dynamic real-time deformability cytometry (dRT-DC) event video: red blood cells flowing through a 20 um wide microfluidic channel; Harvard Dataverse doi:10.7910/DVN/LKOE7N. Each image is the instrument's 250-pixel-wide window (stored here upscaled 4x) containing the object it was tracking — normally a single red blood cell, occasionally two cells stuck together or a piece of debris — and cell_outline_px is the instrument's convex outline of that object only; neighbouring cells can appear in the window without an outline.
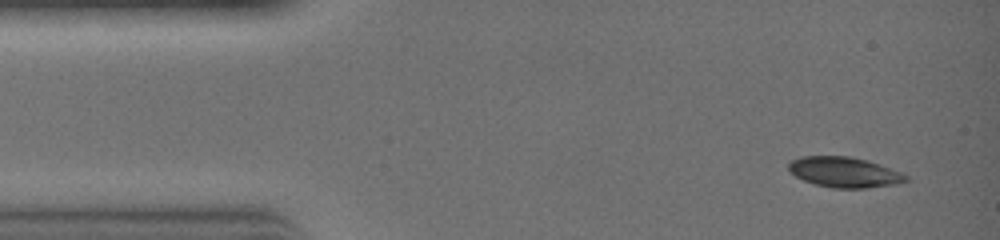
{"species": "common noctule bat (a hibernating species)", "species_latin": "Nyctalus noctula", "temperature_condition": "warm", "stored_images_in_passage": 30, "camera_frame_rate_fps": 3000, "um_per_image_px": 0.085, "animal": {"sex": "female", "body_mass_g": 19.0, "forearm_length_mm": 51.5}, "frame": {"image": 1, "passage_image": 2, "time_ms": 0.333, "image_size_px": [1000, 240], "cell_outline_px": [[908, 180], [892, 184], [864, 188], [832, 188], [816, 184], [804, 180], [796, 176], [788, 168], [788, 164], [792, 160], [800, 156], [848, 156], [868, 160], [900, 172], [908, 176]], "centroid_in_image_um": [71.74, 14.62], "position_along_channel_um": 13.3, "area_um2": 20.46}}
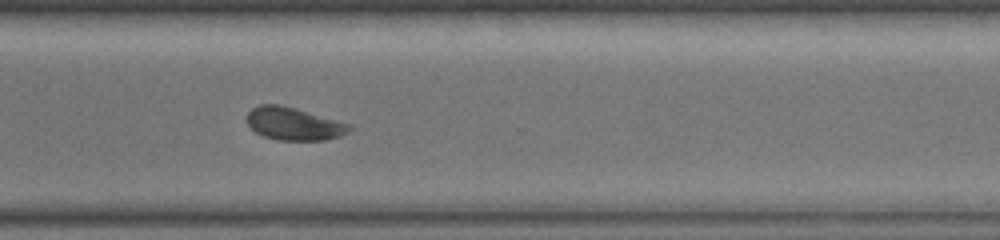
{"frame": {"image": 2, "passage_image": 22, "time_ms": 7.0, "image_size_px": [1000, 240], "cell_outline_px": [[352, 128], [348, 132], [340, 136], [324, 140], [276, 140], [264, 136], [256, 132], [248, 124], [248, 112], [252, 108], [260, 104], [280, 104], [296, 108], [336, 120], [348, 124]], "centroid_in_image_um": [24.95, 10.52], "position_along_channel_um": 345.6, "area_um2": 19.36}}
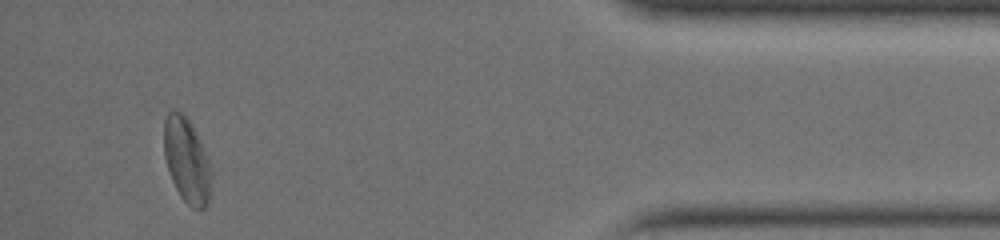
{"frame": {"image": 3, "passage_image": 28, "time_ms": 9.0, "image_size_px": [1000, 240], "cell_outline_px": [[212, 176], [208, 204], [204, 208], [192, 208], [180, 196], [172, 180], [164, 156], [164, 120], [168, 112], [172, 108], [184, 112], [188, 116], [212, 164]], "centroid_in_image_um": [15.89, 13.58], "position_along_channel_um": 419.3, "area_um2": 23.93}}